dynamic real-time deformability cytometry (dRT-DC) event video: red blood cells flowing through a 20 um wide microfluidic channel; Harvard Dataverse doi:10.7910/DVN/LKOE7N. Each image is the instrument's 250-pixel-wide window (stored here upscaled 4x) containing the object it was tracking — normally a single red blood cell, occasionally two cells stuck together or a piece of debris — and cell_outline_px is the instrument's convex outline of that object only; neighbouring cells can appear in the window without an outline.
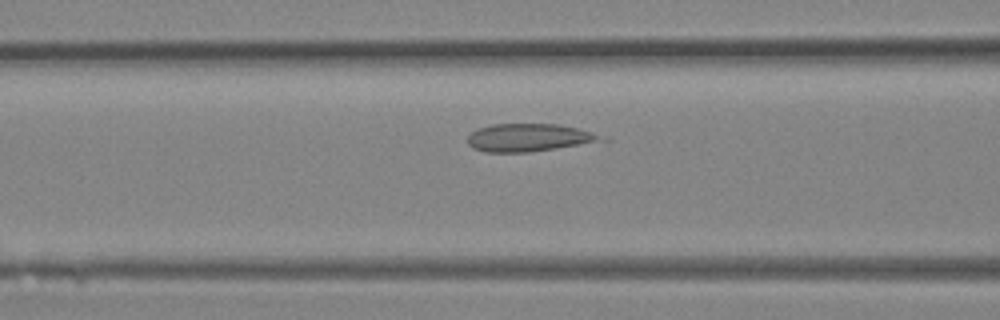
{"species": "Egyptian fruit bat (a non-hibernating species)", "species_latin": "Rousettus aegyptiacus", "temperature_condition": "room temperature", "stored_images_in_passage": 10, "camera_frame_rate_fps": 3000, "um_per_image_px": 0.085, "animal": {"sex": "female"}, "frame": {"image": 1, "passage_image": 9, "time_ms": 2.667, "image_size_px": [1000, 320], "cell_outline_px": [[612, 140], [528, 152], [484, 152], [472, 148], [468, 144], [468, 136], [472, 132], [480, 128], [492, 124], [560, 124], [592, 132]], "centroid_in_image_um": [44.99, 11.7], "position_along_channel_um": 121.6, "area_um2": 21.68}}